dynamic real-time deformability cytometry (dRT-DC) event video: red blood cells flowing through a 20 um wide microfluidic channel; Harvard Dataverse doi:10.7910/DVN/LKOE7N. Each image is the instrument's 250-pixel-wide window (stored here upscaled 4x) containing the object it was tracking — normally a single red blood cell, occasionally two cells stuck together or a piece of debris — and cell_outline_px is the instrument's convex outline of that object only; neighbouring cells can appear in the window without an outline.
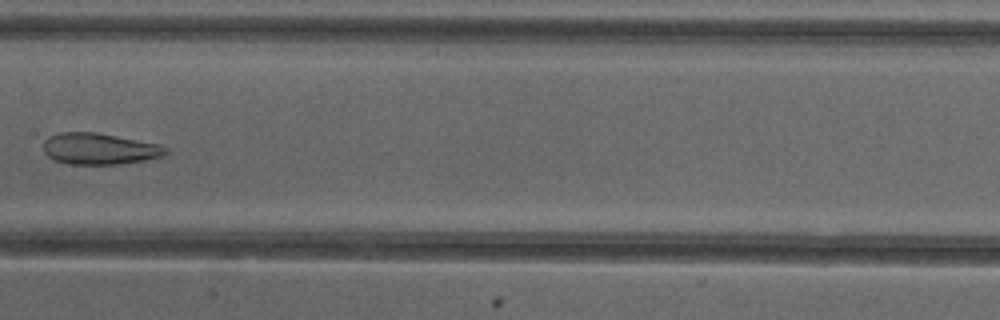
{"species": "common noctule bat (a hibernating species)", "species_latin": "Nyctalus noctula", "temperature_condition": "cold", "stored_images_in_passage": 7, "camera_frame_rate_fps": 3000, "um_per_image_px": 0.085, "animal": {"sex": "female"}, "frame": {"image": 1, "passage_image": 7, "time_ms": 8.0, "image_size_px": [1000, 320], "cell_outline_px": [[168, 152], [164, 156], [144, 160], [116, 164], [68, 164], [56, 160], [48, 156], [44, 152], [44, 140], [48, 136], [60, 132], [96, 132], [160, 144], [168, 148]], "centroid_in_image_um": [8.46, 12.64], "position_along_channel_um": 198.9, "area_um2": 22.37}}